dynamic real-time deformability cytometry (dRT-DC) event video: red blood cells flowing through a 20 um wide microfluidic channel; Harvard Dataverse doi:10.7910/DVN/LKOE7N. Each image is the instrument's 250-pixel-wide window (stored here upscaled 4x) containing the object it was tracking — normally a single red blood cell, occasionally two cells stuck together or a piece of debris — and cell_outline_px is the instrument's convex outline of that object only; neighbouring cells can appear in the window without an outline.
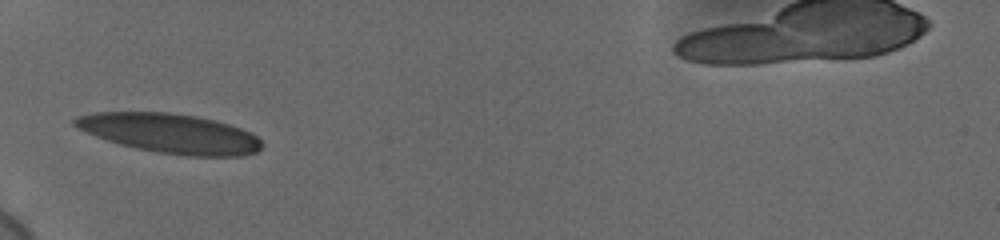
{"species": "human", "species_latin": "Homo sapiens", "temperature_condition": "cold", "stored_images_in_passage": 37, "camera_frame_rate_fps": 3000, "um_per_image_px": 0.085, "donor": {"sex": "female"}, "frame": {"image": 1, "passage_image": 1, "time_ms": 0.0, "image_size_px": [1000, 240], "cell_outline_px": [[264, 144], [256, 152], [240, 156], [188, 156], [160, 152], [136, 148], [120, 144], [96, 136], [76, 128], [72, 124], [72, 120], [76, 116], [96, 112], [168, 112], [196, 116], [216, 120], [240, 128], [256, 136]], "centroid_in_image_um": [14.44, 11.33], "position_along_channel_um": 70.6, "area_um2": 42.89}}
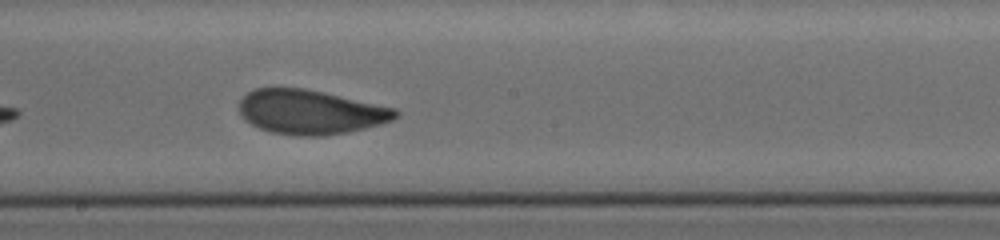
{"frame": {"image": 2, "passage_image": 14, "time_ms": 4.333, "image_size_px": [1000, 240], "cell_outline_px": [[400, 112], [392, 120], [380, 124], [348, 132], [324, 136], [296, 136], [272, 132], [260, 128], [244, 120], [240, 112], [240, 100], [248, 92], [256, 88], [304, 88], [396, 108]], "centroid_in_image_um": [26.38, 9.53], "position_along_channel_um": 221.8, "area_um2": 40.23}}
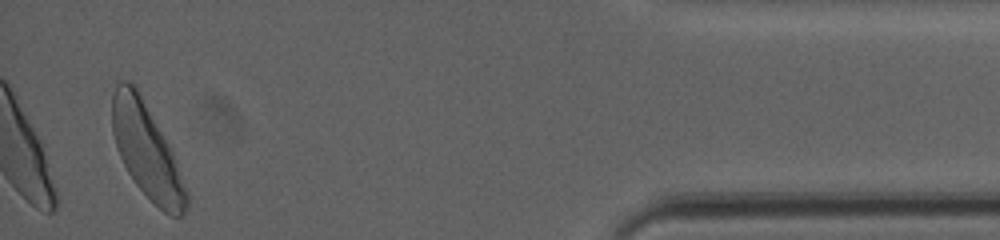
{"frame": {"image": 3, "passage_image": 35, "time_ms": 11.333, "image_size_px": [1000, 240], "cell_outline_px": [[188, 204], [184, 212], [180, 216], [172, 216], [164, 212], [136, 184], [128, 172], [116, 148], [112, 132], [112, 92], [116, 84], [120, 80], [128, 80], [136, 88], [172, 148], [188, 192]], "centroid_in_image_um": [12.47, 12.81], "position_along_channel_um": 422.7, "area_um2": 40.58}, "authors_computed_cell_mechanics": {"area_um2": 40.2288, "velocity_mm_per_s": 3.6301, "shape_relaxation_time_tau1_ms": 2.8601, "shape_relaxation_time_tau2_ms": 1.2245, "deformation_change_tau1": 0.1323, "deformation_change_tau2": 0.067}}